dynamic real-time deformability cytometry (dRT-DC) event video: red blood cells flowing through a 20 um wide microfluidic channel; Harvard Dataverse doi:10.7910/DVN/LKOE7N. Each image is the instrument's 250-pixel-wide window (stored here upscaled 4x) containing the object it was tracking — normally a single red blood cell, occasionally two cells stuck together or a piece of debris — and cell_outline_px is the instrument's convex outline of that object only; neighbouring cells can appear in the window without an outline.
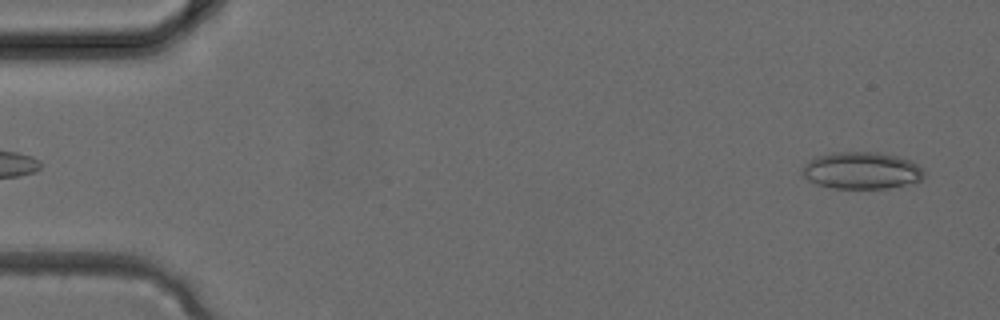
{"species": "common noctule bat (a hibernating species)", "species_latin": "Nyctalus noctula", "temperature_condition": "cold", "stored_images_in_passage": 3, "camera_frame_rate_fps": 3000, "um_per_image_px": 0.085, "animal": {"sex": "female", "body_mass_g": 24.6, "forearm_length_mm": 56.2}, "frame": {"image": 1, "passage_image": 3, "time_ms": 0.667, "image_size_px": [1000, 320], "cell_outline_px": [[924, 176], [920, 180], [888, 188], [832, 188], [816, 184], [808, 180], [800, 172], [808, 160], [816, 156], [828, 152], [880, 152], [900, 156], [912, 160], [924, 168]], "centroid_in_image_um": [73.23, 14.47], "position_along_channel_um": 11.8, "area_um2": 26.59}}